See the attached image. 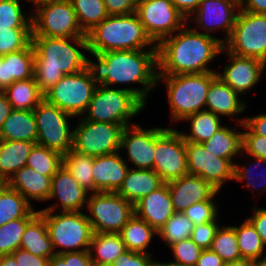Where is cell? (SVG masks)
Here are the masks:
<instances>
[{
	"label": "cell",
	"instance_id": "46",
	"mask_svg": "<svg viewBox=\"0 0 266 266\" xmlns=\"http://www.w3.org/2000/svg\"><path fill=\"white\" fill-rule=\"evenodd\" d=\"M175 260L169 263L172 266H196L203 249L197 246L191 238L183 239L169 246Z\"/></svg>",
	"mask_w": 266,
	"mask_h": 266
},
{
	"label": "cell",
	"instance_id": "7",
	"mask_svg": "<svg viewBox=\"0 0 266 266\" xmlns=\"http://www.w3.org/2000/svg\"><path fill=\"white\" fill-rule=\"evenodd\" d=\"M44 217L55 254L89 250L93 230L86 213L39 211ZM63 248L56 250V248Z\"/></svg>",
	"mask_w": 266,
	"mask_h": 266
},
{
	"label": "cell",
	"instance_id": "55",
	"mask_svg": "<svg viewBox=\"0 0 266 266\" xmlns=\"http://www.w3.org/2000/svg\"><path fill=\"white\" fill-rule=\"evenodd\" d=\"M252 211L253 215L248 217L247 220L253 225L266 246V209L254 207Z\"/></svg>",
	"mask_w": 266,
	"mask_h": 266
},
{
	"label": "cell",
	"instance_id": "39",
	"mask_svg": "<svg viewBox=\"0 0 266 266\" xmlns=\"http://www.w3.org/2000/svg\"><path fill=\"white\" fill-rule=\"evenodd\" d=\"M26 165L41 175L53 177L63 165V155L36 143L28 156Z\"/></svg>",
	"mask_w": 266,
	"mask_h": 266
},
{
	"label": "cell",
	"instance_id": "62",
	"mask_svg": "<svg viewBox=\"0 0 266 266\" xmlns=\"http://www.w3.org/2000/svg\"><path fill=\"white\" fill-rule=\"evenodd\" d=\"M0 266H18V263L12 254H8L0 256Z\"/></svg>",
	"mask_w": 266,
	"mask_h": 266
},
{
	"label": "cell",
	"instance_id": "26",
	"mask_svg": "<svg viewBox=\"0 0 266 266\" xmlns=\"http://www.w3.org/2000/svg\"><path fill=\"white\" fill-rule=\"evenodd\" d=\"M52 177L41 175L25 165L9 179V187L19 192L30 204L31 199L48 201Z\"/></svg>",
	"mask_w": 266,
	"mask_h": 266
},
{
	"label": "cell",
	"instance_id": "9",
	"mask_svg": "<svg viewBox=\"0 0 266 266\" xmlns=\"http://www.w3.org/2000/svg\"><path fill=\"white\" fill-rule=\"evenodd\" d=\"M32 36L87 37L82 31L70 0H43L35 3Z\"/></svg>",
	"mask_w": 266,
	"mask_h": 266
},
{
	"label": "cell",
	"instance_id": "12",
	"mask_svg": "<svg viewBox=\"0 0 266 266\" xmlns=\"http://www.w3.org/2000/svg\"><path fill=\"white\" fill-rule=\"evenodd\" d=\"M37 125L36 143L48 149L67 154L73 147V129L69 118H74L43 99L33 110Z\"/></svg>",
	"mask_w": 266,
	"mask_h": 266
},
{
	"label": "cell",
	"instance_id": "53",
	"mask_svg": "<svg viewBox=\"0 0 266 266\" xmlns=\"http://www.w3.org/2000/svg\"><path fill=\"white\" fill-rule=\"evenodd\" d=\"M108 15H127L136 12L138 0H103Z\"/></svg>",
	"mask_w": 266,
	"mask_h": 266
},
{
	"label": "cell",
	"instance_id": "31",
	"mask_svg": "<svg viewBox=\"0 0 266 266\" xmlns=\"http://www.w3.org/2000/svg\"><path fill=\"white\" fill-rule=\"evenodd\" d=\"M35 144L28 141L0 140V175L10 179L16 171L24 167Z\"/></svg>",
	"mask_w": 266,
	"mask_h": 266
},
{
	"label": "cell",
	"instance_id": "51",
	"mask_svg": "<svg viewBox=\"0 0 266 266\" xmlns=\"http://www.w3.org/2000/svg\"><path fill=\"white\" fill-rule=\"evenodd\" d=\"M48 266H93L88 250L55 254Z\"/></svg>",
	"mask_w": 266,
	"mask_h": 266
},
{
	"label": "cell",
	"instance_id": "4",
	"mask_svg": "<svg viewBox=\"0 0 266 266\" xmlns=\"http://www.w3.org/2000/svg\"><path fill=\"white\" fill-rule=\"evenodd\" d=\"M86 36L88 52L91 55L116 50H143L148 46L157 48L136 12L127 15H109Z\"/></svg>",
	"mask_w": 266,
	"mask_h": 266
},
{
	"label": "cell",
	"instance_id": "66",
	"mask_svg": "<svg viewBox=\"0 0 266 266\" xmlns=\"http://www.w3.org/2000/svg\"><path fill=\"white\" fill-rule=\"evenodd\" d=\"M26 1H29V2H32L33 4H35V3L43 1V0H26Z\"/></svg>",
	"mask_w": 266,
	"mask_h": 266
},
{
	"label": "cell",
	"instance_id": "1",
	"mask_svg": "<svg viewBox=\"0 0 266 266\" xmlns=\"http://www.w3.org/2000/svg\"><path fill=\"white\" fill-rule=\"evenodd\" d=\"M223 48L222 39L189 28L186 23L157 45L158 75L217 72L207 65Z\"/></svg>",
	"mask_w": 266,
	"mask_h": 266
},
{
	"label": "cell",
	"instance_id": "17",
	"mask_svg": "<svg viewBox=\"0 0 266 266\" xmlns=\"http://www.w3.org/2000/svg\"><path fill=\"white\" fill-rule=\"evenodd\" d=\"M239 9L240 0H201L198 9L187 19V22L192 17V21H195L199 28L204 29L205 32L202 33L210 36H212L211 32L222 28L227 34L222 39L224 44L232 33Z\"/></svg>",
	"mask_w": 266,
	"mask_h": 266
},
{
	"label": "cell",
	"instance_id": "30",
	"mask_svg": "<svg viewBox=\"0 0 266 266\" xmlns=\"http://www.w3.org/2000/svg\"><path fill=\"white\" fill-rule=\"evenodd\" d=\"M126 250L119 233H93L88 251L93 266H110Z\"/></svg>",
	"mask_w": 266,
	"mask_h": 266
},
{
	"label": "cell",
	"instance_id": "8",
	"mask_svg": "<svg viewBox=\"0 0 266 266\" xmlns=\"http://www.w3.org/2000/svg\"><path fill=\"white\" fill-rule=\"evenodd\" d=\"M97 84L95 69L90 64L78 73L64 75L44 94V99L73 117H83Z\"/></svg>",
	"mask_w": 266,
	"mask_h": 266
},
{
	"label": "cell",
	"instance_id": "59",
	"mask_svg": "<svg viewBox=\"0 0 266 266\" xmlns=\"http://www.w3.org/2000/svg\"><path fill=\"white\" fill-rule=\"evenodd\" d=\"M240 9L258 14H266V0H240Z\"/></svg>",
	"mask_w": 266,
	"mask_h": 266
},
{
	"label": "cell",
	"instance_id": "43",
	"mask_svg": "<svg viewBox=\"0 0 266 266\" xmlns=\"http://www.w3.org/2000/svg\"><path fill=\"white\" fill-rule=\"evenodd\" d=\"M33 218H20L0 226V256L12 254L20 248L27 224Z\"/></svg>",
	"mask_w": 266,
	"mask_h": 266
},
{
	"label": "cell",
	"instance_id": "65",
	"mask_svg": "<svg viewBox=\"0 0 266 266\" xmlns=\"http://www.w3.org/2000/svg\"><path fill=\"white\" fill-rule=\"evenodd\" d=\"M151 266H172L169 262H158L157 260H155Z\"/></svg>",
	"mask_w": 266,
	"mask_h": 266
},
{
	"label": "cell",
	"instance_id": "34",
	"mask_svg": "<svg viewBox=\"0 0 266 266\" xmlns=\"http://www.w3.org/2000/svg\"><path fill=\"white\" fill-rule=\"evenodd\" d=\"M119 234L127 250L145 254L149 253L146 250L150 246L152 237L158 232L134 214Z\"/></svg>",
	"mask_w": 266,
	"mask_h": 266
},
{
	"label": "cell",
	"instance_id": "10",
	"mask_svg": "<svg viewBox=\"0 0 266 266\" xmlns=\"http://www.w3.org/2000/svg\"><path fill=\"white\" fill-rule=\"evenodd\" d=\"M223 45L233 55L266 63V14L239 9L232 33Z\"/></svg>",
	"mask_w": 266,
	"mask_h": 266
},
{
	"label": "cell",
	"instance_id": "21",
	"mask_svg": "<svg viewBox=\"0 0 266 266\" xmlns=\"http://www.w3.org/2000/svg\"><path fill=\"white\" fill-rule=\"evenodd\" d=\"M167 184L174 210L181 213L194 203L210 200L219 192L207 180L192 174H186Z\"/></svg>",
	"mask_w": 266,
	"mask_h": 266
},
{
	"label": "cell",
	"instance_id": "14",
	"mask_svg": "<svg viewBox=\"0 0 266 266\" xmlns=\"http://www.w3.org/2000/svg\"><path fill=\"white\" fill-rule=\"evenodd\" d=\"M186 142L177 129L156 127V149L153 170L165 182L188 172Z\"/></svg>",
	"mask_w": 266,
	"mask_h": 266
},
{
	"label": "cell",
	"instance_id": "50",
	"mask_svg": "<svg viewBox=\"0 0 266 266\" xmlns=\"http://www.w3.org/2000/svg\"><path fill=\"white\" fill-rule=\"evenodd\" d=\"M217 217L210 222L194 225L190 238L199 247L210 249L212 241L216 235L219 225L217 224Z\"/></svg>",
	"mask_w": 266,
	"mask_h": 266
},
{
	"label": "cell",
	"instance_id": "64",
	"mask_svg": "<svg viewBox=\"0 0 266 266\" xmlns=\"http://www.w3.org/2000/svg\"><path fill=\"white\" fill-rule=\"evenodd\" d=\"M256 266H266V255L261 256L255 260Z\"/></svg>",
	"mask_w": 266,
	"mask_h": 266
},
{
	"label": "cell",
	"instance_id": "42",
	"mask_svg": "<svg viewBox=\"0 0 266 266\" xmlns=\"http://www.w3.org/2000/svg\"><path fill=\"white\" fill-rule=\"evenodd\" d=\"M194 224L181 212H175L158 231L168 247L183 239L190 238Z\"/></svg>",
	"mask_w": 266,
	"mask_h": 266
},
{
	"label": "cell",
	"instance_id": "36",
	"mask_svg": "<svg viewBox=\"0 0 266 266\" xmlns=\"http://www.w3.org/2000/svg\"><path fill=\"white\" fill-rule=\"evenodd\" d=\"M38 211H35L19 192L10 187L0 195V226L20 218H34Z\"/></svg>",
	"mask_w": 266,
	"mask_h": 266
},
{
	"label": "cell",
	"instance_id": "37",
	"mask_svg": "<svg viewBox=\"0 0 266 266\" xmlns=\"http://www.w3.org/2000/svg\"><path fill=\"white\" fill-rule=\"evenodd\" d=\"M94 157L70 150L63 155V165L74 179L89 193H97L93 179Z\"/></svg>",
	"mask_w": 266,
	"mask_h": 266
},
{
	"label": "cell",
	"instance_id": "56",
	"mask_svg": "<svg viewBox=\"0 0 266 266\" xmlns=\"http://www.w3.org/2000/svg\"><path fill=\"white\" fill-rule=\"evenodd\" d=\"M237 120L240 125L244 123L253 133L266 138V114Z\"/></svg>",
	"mask_w": 266,
	"mask_h": 266
},
{
	"label": "cell",
	"instance_id": "45",
	"mask_svg": "<svg viewBox=\"0 0 266 266\" xmlns=\"http://www.w3.org/2000/svg\"><path fill=\"white\" fill-rule=\"evenodd\" d=\"M31 37L32 28H0V57L26 48Z\"/></svg>",
	"mask_w": 266,
	"mask_h": 266
},
{
	"label": "cell",
	"instance_id": "25",
	"mask_svg": "<svg viewBox=\"0 0 266 266\" xmlns=\"http://www.w3.org/2000/svg\"><path fill=\"white\" fill-rule=\"evenodd\" d=\"M247 103L239 98V93L224 83L218 76L210 83L206 96L205 110L217 116H234L247 108Z\"/></svg>",
	"mask_w": 266,
	"mask_h": 266
},
{
	"label": "cell",
	"instance_id": "63",
	"mask_svg": "<svg viewBox=\"0 0 266 266\" xmlns=\"http://www.w3.org/2000/svg\"><path fill=\"white\" fill-rule=\"evenodd\" d=\"M9 188V179L0 175V195Z\"/></svg>",
	"mask_w": 266,
	"mask_h": 266
},
{
	"label": "cell",
	"instance_id": "27",
	"mask_svg": "<svg viewBox=\"0 0 266 266\" xmlns=\"http://www.w3.org/2000/svg\"><path fill=\"white\" fill-rule=\"evenodd\" d=\"M165 182L153 169L128 170L117 193L132 204L161 187Z\"/></svg>",
	"mask_w": 266,
	"mask_h": 266
},
{
	"label": "cell",
	"instance_id": "15",
	"mask_svg": "<svg viewBox=\"0 0 266 266\" xmlns=\"http://www.w3.org/2000/svg\"><path fill=\"white\" fill-rule=\"evenodd\" d=\"M136 14L156 45L172 36L187 22L170 0H138Z\"/></svg>",
	"mask_w": 266,
	"mask_h": 266
},
{
	"label": "cell",
	"instance_id": "11",
	"mask_svg": "<svg viewBox=\"0 0 266 266\" xmlns=\"http://www.w3.org/2000/svg\"><path fill=\"white\" fill-rule=\"evenodd\" d=\"M87 219L94 233H120L135 214L134 204L117 192L91 193L86 203Z\"/></svg>",
	"mask_w": 266,
	"mask_h": 266
},
{
	"label": "cell",
	"instance_id": "57",
	"mask_svg": "<svg viewBox=\"0 0 266 266\" xmlns=\"http://www.w3.org/2000/svg\"><path fill=\"white\" fill-rule=\"evenodd\" d=\"M222 258L211 249H204L198 259L196 266H224Z\"/></svg>",
	"mask_w": 266,
	"mask_h": 266
},
{
	"label": "cell",
	"instance_id": "60",
	"mask_svg": "<svg viewBox=\"0 0 266 266\" xmlns=\"http://www.w3.org/2000/svg\"><path fill=\"white\" fill-rule=\"evenodd\" d=\"M12 110L13 108L7 100V97L3 92H0V129Z\"/></svg>",
	"mask_w": 266,
	"mask_h": 266
},
{
	"label": "cell",
	"instance_id": "23",
	"mask_svg": "<svg viewBox=\"0 0 266 266\" xmlns=\"http://www.w3.org/2000/svg\"><path fill=\"white\" fill-rule=\"evenodd\" d=\"M119 152L94 157L92 173L98 192H117L122 185L130 166Z\"/></svg>",
	"mask_w": 266,
	"mask_h": 266
},
{
	"label": "cell",
	"instance_id": "19",
	"mask_svg": "<svg viewBox=\"0 0 266 266\" xmlns=\"http://www.w3.org/2000/svg\"><path fill=\"white\" fill-rule=\"evenodd\" d=\"M225 52L230 63L224 67L222 73L216 72V74L234 91L246 95V91L251 92L255 84L260 81L266 63L257 58L233 55L223 48L221 53Z\"/></svg>",
	"mask_w": 266,
	"mask_h": 266
},
{
	"label": "cell",
	"instance_id": "24",
	"mask_svg": "<svg viewBox=\"0 0 266 266\" xmlns=\"http://www.w3.org/2000/svg\"><path fill=\"white\" fill-rule=\"evenodd\" d=\"M34 77V48L30 43L26 48L0 57V87L15 81Z\"/></svg>",
	"mask_w": 266,
	"mask_h": 266
},
{
	"label": "cell",
	"instance_id": "61",
	"mask_svg": "<svg viewBox=\"0 0 266 266\" xmlns=\"http://www.w3.org/2000/svg\"><path fill=\"white\" fill-rule=\"evenodd\" d=\"M224 266H256L255 260L250 258H241L225 263Z\"/></svg>",
	"mask_w": 266,
	"mask_h": 266
},
{
	"label": "cell",
	"instance_id": "33",
	"mask_svg": "<svg viewBox=\"0 0 266 266\" xmlns=\"http://www.w3.org/2000/svg\"><path fill=\"white\" fill-rule=\"evenodd\" d=\"M238 129H233L222 126L213 136L202 143L206 151L211 152L215 157L232 159L242 154V132H236Z\"/></svg>",
	"mask_w": 266,
	"mask_h": 266
},
{
	"label": "cell",
	"instance_id": "44",
	"mask_svg": "<svg viewBox=\"0 0 266 266\" xmlns=\"http://www.w3.org/2000/svg\"><path fill=\"white\" fill-rule=\"evenodd\" d=\"M20 0H0V28H32V16L23 13Z\"/></svg>",
	"mask_w": 266,
	"mask_h": 266
},
{
	"label": "cell",
	"instance_id": "41",
	"mask_svg": "<svg viewBox=\"0 0 266 266\" xmlns=\"http://www.w3.org/2000/svg\"><path fill=\"white\" fill-rule=\"evenodd\" d=\"M210 249L227 263L241 259L235 229L232 226H220Z\"/></svg>",
	"mask_w": 266,
	"mask_h": 266
},
{
	"label": "cell",
	"instance_id": "40",
	"mask_svg": "<svg viewBox=\"0 0 266 266\" xmlns=\"http://www.w3.org/2000/svg\"><path fill=\"white\" fill-rule=\"evenodd\" d=\"M232 227L235 229L242 258L256 260L263 256L266 246L263 244L253 225L247 219L239 227Z\"/></svg>",
	"mask_w": 266,
	"mask_h": 266
},
{
	"label": "cell",
	"instance_id": "52",
	"mask_svg": "<svg viewBox=\"0 0 266 266\" xmlns=\"http://www.w3.org/2000/svg\"><path fill=\"white\" fill-rule=\"evenodd\" d=\"M150 253H137L126 250L110 266H151L155 261L152 260Z\"/></svg>",
	"mask_w": 266,
	"mask_h": 266
},
{
	"label": "cell",
	"instance_id": "2",
	"mask_svg": "<svg viewBox=\"0 0 266 266\" xmlns=\"http://www.w3.org/2000/svg\"><path fill=\"white\" fill-rule=\"evenodd\" d=\"M31 43L34 48V78L43 95L64 75L78 73L92 61L79 50L89 51L87 37L32 36Z\"/></svg>",
	"mask_w": 266,
	"mask_h": 266
},
{
	"label": "cell",
	"instance_id": "38",
	"mask_svg": "<svg viewBox=\"0 0 266 266\" xmlns=\"http://www.w3.org/2000/svg\"><path fill=\"white\" fill-rule=\"evenodd\" d=\"M70 2L85 34L109 16L103 0H70Z\"/></svg>",
	"mask_w": 266,
	"mask_h": 266
},
{
	"label": "cell",
	"instance_id": "18",
	"mask_svg": "<svg viewBox=\"0 0 266 266\" xmlns=\"http://www.w3.org/2000/svg\"><path fill=\"white\" fill-rule=\"evenodd\" d=\"M119 149L127 150V157L134 169H153L156 127L145 129L136 124L126 126L122 132Z\"/></svg>",
	"mask_w": 266,
	"mask_h": 266
},
{
	"label": "cell",
	"instance_id": "13",
	"mask_svg": "<svg viewBox=\"0 0 266 266\" xmlns=\"http://www.w3.org/2000/svg\"><path fill=\"white\" fill-rule=\"evenodd\" d=\"M73 129L72 150L92 157L120 151L121 136L126 125L79 119Z\"/></svg>",
	"mask_w": 266,
	"mask_h": 266
},
{
	"label": "cell",
	"instance_id": "28",
	"mask_svg": "<svg viewBox=\"0 0 266 266\" xmlns=\"http://www.w3.org/2000/svg\"><path fill=\"white\" fill-rule=\"evenodd\" d=\"M0 140L36 143L37 125L33 110L13 109L0 129Z\"/></svg>",
	"mask_w": 266,
	"mask_h": 266
},
{
	"label": "cell",
	"instance_id": "32",
	"mask_svg": "<svg viewBox=\"0 0 266 266\" xmlns=\"http://www.w3.org/2000/svg\"><path fill=\"white\" fill-rule=\"evenodd\" d=\"M10 105L16 110H34L44 99L35 78L19 80L5 87L2 91Z\"/></svg>",
	"mask_w": 266,
	"mask_h": 266
},
{
	"label": "cell",
	"instance_id": "3",
	"mask_svg": "<svg viewBox=\"0 0 266 266\" xmlns=\"http://www.w3.org/2000/svg\"><path fill=\"white\" fill-rule=\"evenodd\" d=\"M149 49V50H148ZM143 50H116L93 55L91 61L98 83L104 86L112 84L137 83L143 87V103L157 83V48Z\"/></svg>",
	"mask_w": 266,
	"mask_h": 266
},
{
	"label": "cell",
	"instance_id": "35",
	"mask_svg": "<svg viewBox=\"0 0 266 266\" xmlns=\"http://www.w3.org/2000/svg\"><path fill=\"white\" fill-rule=\"evenodd\" d=\"M190 121V134L182 133L181 135L185 142L202 144L209 140L215 132L223 125L221 124L220 116H217L211 111L202 110L191 114L182 121Z\"/></svg>",
	"mask_w": 266,
	"mask_h": 266
},
{
	"label": "cell",
	"instance_id": "5",
	"mask_svg": "<svg viewBox=\"0 0 266 266\" xmlns=\"http://www.w3.org/2000/svg\"><path fill=\"white\" fill-rule=\"evenodd\" d=\"M144 108L143 88L114 89L98 83L82 118L128 126Z\"/></svg>",
	"mask_w": 266,
	"mask_h": 266
},
{
	"label": "cell",
	"instance_id": "16",
	"mask_svg": "<svg viewBox=\"0 0 266 266\" xmlns=\"http://www.w3.org/2000/svg\"><path fill=\"white\" fill-rule=\"evenodd\" d=\"M185 148L189 174L207 180L218 191L226 181L234 180L233 161L215 157L199 143L186 142Z\"/></svg>",
	"mask_w": 266,
	"mask_h": 266
},
{
	"label": "cell",
	"instance_id": "54",
	"mask_svg": "<svg viewBox=\"0 0 266 266\" xmlns=\"http://www.w3.org/2000/svg\"><path fill=\"white\" fill-rule=\"evenodd\" d=\"M12 255L15 257L18 266H48L50 260L33 255L21 248L13 252Z\"/></svg>",
	"mask_w": 266,
	"mask_h": 266
},
{
	"label": "cell",
	"instance_id": "47",
	"mask_svg": "<svg viewBox=\"0 0 266 266\" xmlns=\"http://www.w3.org/2000/svg\"><path fill=\"white\" fill-rule=\"evenodd\" d=\"M214 197L215 196H213L210 200L194 203L182 213L185 214L194 225L213 221L219 213Z\"/></svg>",
	"mask_w": 266,
	"mask_h": 266
},
{
	"label": "cell",
	"instance_id": "48",
	"mask_svg": "<svg viewBox=\"0 0 266 266\" xmlns=\"http://www.w3.org/2000/svg\"><path fill=\"white\" fill-rule=\"evenodd\" d=\"M242 126L246 129V132H242V152L252 158L266 160V138L253 133L244 123Z\"/></svg>",
	"mask_w": 266,
	"mask_h": 266
},
{
	"label": "cell",
	"instance_id": "29",
	"mask_svg": "<svg viewBox=\"0 0 266 266\" xmlns=\"http://www.w3.org/2000/svg\"><path fill=\"white\" fill-rule=\"evenodd\" d=\"M20 248L43 258L55 255L44 217L38 213L26 226Z\"/></svg>",
	"mask_w": 266,
	"mask_h": 266
},
{
	"label": "cell",
	"instance_id": "6",
	"mask_svg": "<svg viewBox=\"0 0 266 266\" xmlns=\"http://www.w3.org/2000/svg\"><path fill=\"white\" fill-rule=\"evenodd\" d=\"M216 77V72L157 75V83L163 80L166 84L171 121L205 110L207 92Z\"/></svg>",
	"mask_w": 266,
	"mask_h": 266
},
{
	"label": "cell",
	"instance_id": "22",
	"mask_svg": "<svg viewBox=\"0 0 266 266\" xmlns=\"http://www.w3.org/2000/svg\"><path fill=\"white\" fill-rule=\"evenodd\" d=\"M135 215L145 220L157 232L175 213L168 184L164 183L158 189L142 197L134 205Z\"/></svg>",
	"mask_w": 266,
	"mask_h": 266
},
{
	"label": "cell",
	"instance_id": "20",
	"mask_svg": "<svg viewBox=\"0 0 266 266\" xmlns=\"http://www.w3.org/2000/svg\"><path fill=\"white\" fill-rule=\"evenodd\" d=\"M88 197L89 192L62 165L52 177L50 196L48 198V200L57 198L59 203L39 211L55 212L56 208L60 207L59 211L80 212L82 207L86 208ZM58 205L59 207H57Z\"/></svg>",
	"mask_w": 266,
	"mask_h": 266
},
{
	"label": "cell",
	"instance_id": "58",
	"mask_svg": "<svg viewBox=\"0 0 266 266\" xmlns=\"http://www.w3.org/2000/svg\"><path fill=\"white\" fill-rule=\"evenodd\" d=\"M173 5L188 19L197 9L201 0H170Z\"/></svg>",
	"mask_w": 266,
	"mask_h": 266
},
{
	"label": "cell",
	"instance_id": "49",
	"mask_svg": "<svg viewBox=\"0 0 266 266\" xmlns=\"http://www.w3.org/2000/svg\"><path fill=\"white\" fill-rule=\"evenodd\" d=\"M254 160H256V162L254 161V165L251 163L249 164L250 166H248V168L246 167L247 165H242L243 167H241V165L239 166L237 163H234V181L237 180V181H243L245 180L244 182H246V188H253V191L251 193H254V190L257 189V185L255 183L254 180H257V176L256 178L252 175L253 173V167L254 166H258V167H261L260 165L263 164V167L264 165H266V160L262 159V158H257V157H254ZM249 167L251 169H249ZM266 174V170L264 172ZM261 173L259 176L263 179H266V175ZM259 178V177H258ZM260 180V179H259ZM263 181V180H262ZM259 184V183H258ZM264 184V185H262ZM266 180H264L263 182H261V185L259 186H262L261 190L263 192H265L266 190Z\"/></svg>",
	"mask_w": 266,
	"mask_h": 266
}]
</instances>
